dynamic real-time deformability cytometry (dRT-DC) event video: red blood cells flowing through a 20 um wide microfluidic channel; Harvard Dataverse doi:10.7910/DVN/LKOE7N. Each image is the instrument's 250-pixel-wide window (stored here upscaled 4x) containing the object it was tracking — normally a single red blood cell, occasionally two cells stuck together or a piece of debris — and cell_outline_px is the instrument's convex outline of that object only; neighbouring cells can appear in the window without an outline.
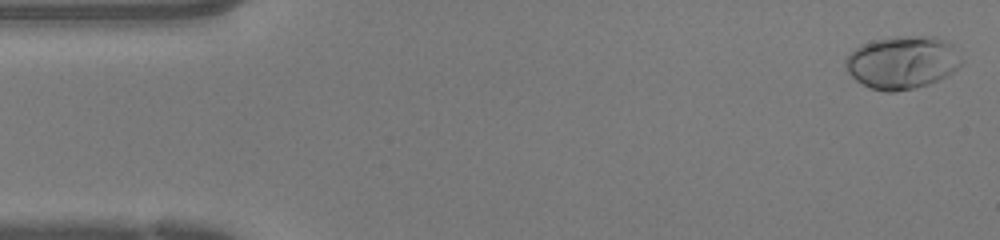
{"species": "human", "species_latin": "Homo sapiens", "temperature_condition": "warm", "stored_images_in_passage": 47, "camera_frame_rate_fps": 3000, "um_per_image_px": 0.085, "donor": {"sex": "female"}, "frame": {"image": 1, "passage_image": 1, "time_ms": 0.0, "image_size_px": [1000, 240], "cell_outline_px": [[960, 64], [948, 76], [928, 84], [912, 88], [892, 92], [884, 92], [872, 88], [856, 80], [848, 72], [844, 64], [844, 60], [856, 48], [872, 40], [896, 36], [932, 36], [944, 40], [952, 44], [960, 60]], "centroid_in_image_um": [76.67, 5.3], "position_along_channel_um": 8.3, "area_um2": 35.32}}
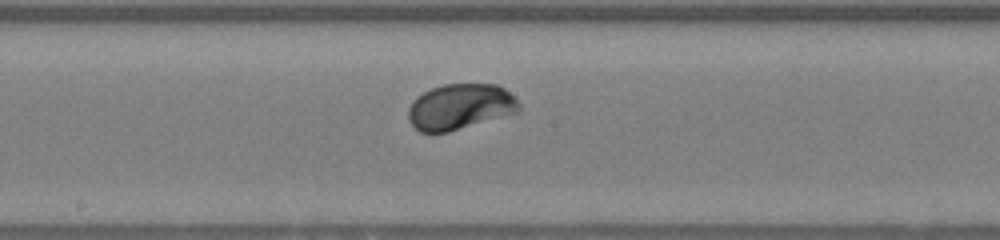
{"frame": {"image": 2, "passage_image": 24, "time_ms": 7.667, "image_size_px": [1000, 240], "cell_outline_px": [[520, 112], [448, 132], [420, 132], [408, 120], [408, 108], [412, 100], [416, 96], [432, 88], [444, 84], [496, 84], [504, 88], [520, 104]], "centroid_in_image_um": [39.1, 9.07], "position_along_channel_um": 209.1, "area_um2": 29.54}}
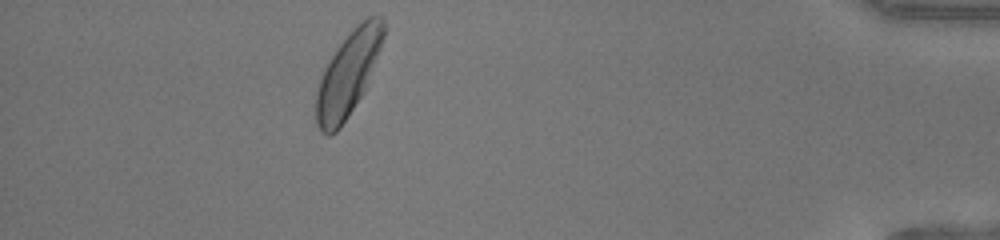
{"frame": {"image": 3, "passage_image": 42, "time_ms": 13.667, "image_size_px": [1000, 240], "cell_outline_px": [[384, 36], [380, 48], [364, 92], [340, 128], [336, 132], [328, 136], [324, 136], [320, 132], [316, 124], [316, 92], [320, 76], [328, 60], [336, 48], [356, 24], [372, 12], [376, 12], [384, 16]], "centroid_in_image_um": [29.58, 6.24], "position_along_channel_um": 405.6, "area_um2": 33.47}, "authors_computed_cell_mechanics": {"area_um2": 29.5358, "velocity_mm_per_s": 4.2415, "shape_relaxation_time_tau1_ms": 1.5826, "shape_relaxation_time_tau2_ms": null, "deformation_change_tau1": 0.1348, "deformation_change_tau2": null}}